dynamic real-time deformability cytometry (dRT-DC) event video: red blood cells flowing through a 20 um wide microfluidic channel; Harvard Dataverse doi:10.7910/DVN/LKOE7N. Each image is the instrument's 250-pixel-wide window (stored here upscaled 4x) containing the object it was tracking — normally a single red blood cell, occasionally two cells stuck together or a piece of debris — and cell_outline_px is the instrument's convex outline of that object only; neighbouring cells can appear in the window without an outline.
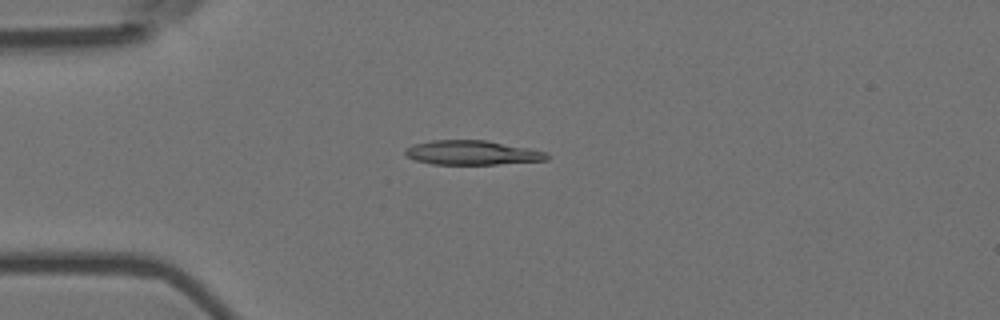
{"species": "Egyptian fruit bat (a non-hibernating species)", "species_latin": "Rousettus aegyptiacus", "temperature_condition": "room temperature", "stored_images_in_passage": 7, "camera_frame_rate_fps": 3000, "um_per_image_px": 0.085, "animal": {"sex": "female"}, "frame": {"image": 1, "passage_image": 3, "time_ms": 0.667, "image_size_px": [1000, 320], "cell_outline_px": [[548, 160], [496, 164], [432, 164], [416, 160], [404, 156], [404, 148], [412, 144], [432, 140], [484, 140], [528, 148], [548, 152]], "centroid_in_image_um": [40.07, 12.97], "position_along_channel_um": 44.9, "area_um2": 20.11}}
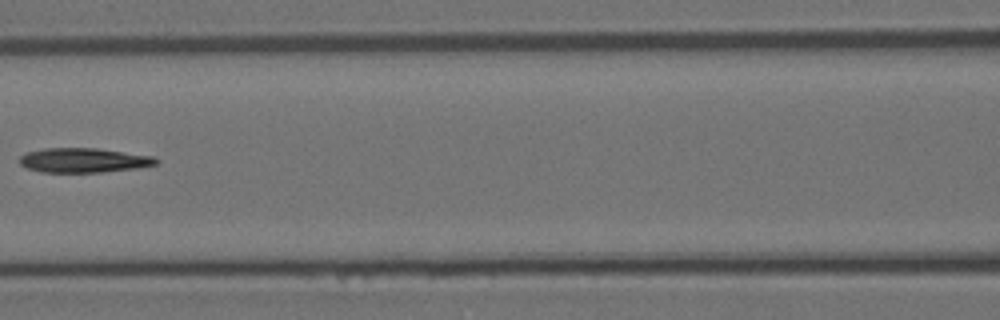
{"frame": {"image": 2, "passage_image": 6, "time_ms": 1.667, "image_size_px": [1000, 320], "cell_outline_px": [[160, 160], [156, 164], [136, 168], [100, 172], [40, 172], [28, 168], [20, 164], [20, 156], [24, 152], [44, 148], [96, 148], [152, 156]], "centroid_in_image_um": [7.07, 13.62], "position_along_channel_um": 159.5, "area_um2": 19.42}}
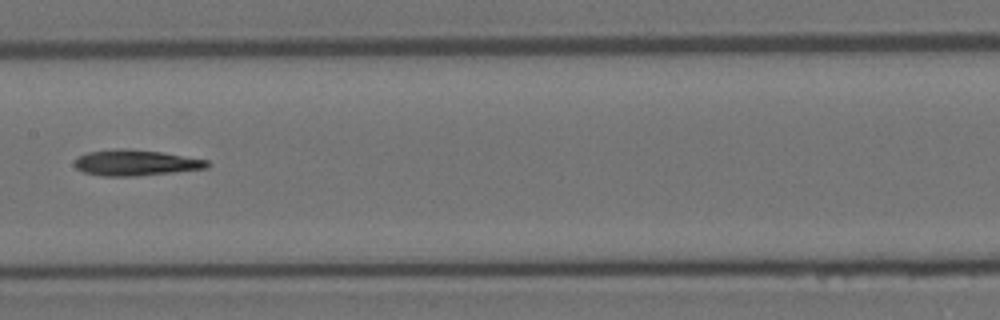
{"frame": {"image": 3, "passage_image": 7, "time_ms": 2.0, "image_size_px": [1000, 320], "cell_outline_px": [[208, 168], [136, 176], [104, 176], [84, 172], [76, 168], [72, 164], [76, 156], [88, 152], [116, 148], [124, 148], [160, 152], [208, 160]], "centroid_in_image_um": [11.46, 13.83], "position_along_channel_um": 195.9, "area_um2": 19.94}}